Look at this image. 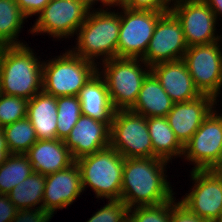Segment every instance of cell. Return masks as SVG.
Returning a JSON list of instances; mask_svg holds the SVG:
<instances>
[{
    "mask_svg": "<svg viewBox=\"0 0 222 222\" xmlns=\"http://www.w3.org/2000/svg\"><path fill=\"white\" fill-rule=\"evenodd\" d=\"M215 102L214 97L202 94L191 101L173 103L166 118L176 138L183 146L213 111Z\"/></svg>",
    "mask_w": 222,
    "mask_h": 222,
    "instance_id": "2e32d148",
    "label": "cell"
},
{
    "mask_svg": "<svg viewBox=\"0 0 222 222\" xmlns=\"http://www.w3.org/2000/svg\"><path fill=\"white\" fill-rule=\"evenodd\" d=\"M150 69L174 103L191 101L202 95L182 59L157 63Z\"/></svg>",
    "mask_w": 222,
    "mask_h": 222,
    "instance_id": "ac0fdd59",
    "label": "cell"
},
{
    "mask_svg": "<svg viewBox=\"0 0 222 222\" xmlns=\"http://www.w3.org/2000/svg\"><path fill=\"white\" fill-rule=\"evenodd\" d=\"M5 48H6V45L0 43V64H1V60H2V57H3L4 51H5Z\"/></svg>",
    "mask_w": 222,
    "mask_h": 222,
    "instance_id": "7bdbcfd3",
    "label": "cell"
},
{
    "mask_svg": "<svg viewBox=\"0 0 222 222\" xmlns=\"http://www.w3.org/2000/svg\"><path fill=\"white\" fill-rule=\"evenodd\" d=\"M167 163L157 157L124 159L120 199L129 209L159 205L174 197Z\"/></svg>",
    "mask_w": 222,
    "mask_h": 222,
    "instance_id": "6da1fadb",
    "label": "cell"
},
{
    "mask_svg": "<svg viewBox=\"0 0 222 222\" xmlns=\"http://www.w3.org/2000/svg\"><path fill=\"white\" fill-rule=\"evenodd\" d=\"M78 98L82 115L111 125L115 109L112 106L106 82L98 72L80 90Z\"/></svg>",
    "mask_w": 222,
    "mask_h": 222,
    "instance_id": "ffe728a7",
    "label": "cell"
},
{
    "mask_svg": "<svg viewBox=\"0 0 222 222\" xmlns=\"http://www.w3.org/2000/svg\"><path fill=\"white\" fill-rule=\"evenodd\" d=\"M120 31L117 58H142L147 51L155 26L164 12L133 10L118 6Z\"/></svg>",
    "mask_w": 222,
    "mask_h": 222,
    "instance_id": "9c48e42d",
    "label": "cell"
},
{
    "mask_svg": "<svg viewBox=\"0 0 222 222\" xmlns=\"http://www.w3.org/2000/svg\"><path fill=\"white\" fill-rule=\"evenodd\" d=\"M9 148L7 146L6 138L3 128H0V166L7 160L10 155Z\"/></svg>",
    "mask_w": 222,
    "mask_h": 222,
    "instance_id": "8d00e7d4",
    "label": "cell"
},
{
    "mask_svg": "<svg viewBox=\"0 0 222 222\" xmlns=\"http://www.w3.org/2000/svg\"><path fill=\"white\" fill-rule=\"evenodd\" d=\"M173 103L158 79L150 72L143 81L136 102L129 110L146 118L166 117Z\"/></svg>",
    "mask_w": 222,
    "mask_h": 222,
    "instance_id": "7402d4cb",
    "label": "cell"
},
{
    "mask_svg": "<svg viewBox=\"0 0 222 222\" xmlns=\"http://www.w3.org/2000/svg\"><path fill=\"white\" fill-rule=\"evenodd\" d=\"M64 143L76 161L110 146V126L106 122L81 115Z\"/></svg>",
    "mask_w": 222,
    "mask_h": 222,
    "instance_id": "e0dca14e",
    "label": "cell"
},
{
    "mask_svg": "<svg viewBox=\"0 0 222 222\" xmlns=\"http://www.w3.org/2000/svg\"><path fill=\"white\" fill-rule=\"evenodd\" d=\"M217 100L215 102L216 105L214 106L213 112L221 119V122H222V113H218V111L216 110V106H217V102H219V98ZM221 158H222V149H221Z\"/></svg>",
    "mask_w": 222,
    "mask_h": 222,
    "instance_id": "60d3db41",
    "label": "cell"
},
{
    "mask_svg": "<svg viewBox=\"0 0 222 222\" xmlns=\"http://www.w3.org/2000/svg\"><path fill=\"white\" fill-rule=\"evenodd\" d=\"M175 197L171 199V217L170 222H209L190 212Z\"/></svg>",
    "mask_w": 222,
    "mask_h": 222,
    "instance_id": "d6a6232c",
    "label": "cell"
},
{
    "mask_svg": "<svg viewBox=\"0 0 222 222\" xmlns=\"http://www.w3.org/2000/svg\"><path fill=\"white\" fill-rule=\"evenodd\" d=\"M17 210L16 206L9 200L8 195L0 193V222H11Z\"/></svg>",
    "mask_w": 222,
    "mask_h": 222,
    "instance_id": "d590c367",
    "label": "cell"
},
{
    "mask_svg": "<svg viewBox=\"0 0 222 222\" xmlns=\"http://www.w3.org/2000/svg\"><path fill=\"white\" fill-rule=\"evenodd\" d=\"M83 2H85L90 8H93V6L95 5V3H98L97 0H81ZM94 4V5H93Z\"/></svg>",
    "mask_w": 222,
    "mask_h": 222,
    "instance_id": "b9f144b4",
    "label": "cell"
},
{
    "mask_svg": "<svg viewBox=\"0 0 222 222\" xmlns=\"http://www.w3.org/2000/svg\"><path fill=\"white\" fill-rule=\"evenodd\" d=\"M26 155L34 172L44 176L68 168L75 160L63 140H37Z\"/></svg>",
    "mask_w": 222,
    "mask_h": 222,
    "instance_id": "d6986e66",
    "label": "cell"
},
{
    "mask_svg": "<svg viewBox=\"0 0 222 222\" xmlns=\"http://www.w3.org/2000/svg\"><path fill=\"white\" fill-rule=\"evenodd\" d=\"M98 2L100 1L102 5H107L110 6L111 8H115L114 6L117 7V0H97Z\"/></svg>",
    "mask_w": 222,
    "mask_h": 222,
    "instance_id": "ab89813d",
    "label": "cell"
},
{
    "mask_svg": "<svg viewBox=\"0 0 222 222\" xmlns=\"http://www.w3.org/2000/svg\"><path fill=\"white\" fill-rule=\"evenodd\" d=\"M90 9L81 0H50L28 31L32 35L47 33L57 40L72 38L85 22Z\"/></svg>",
    "mask_w": 222,
    "mask_h": 222,
    "instance_id": "ba28073f",
    "label": "cell"
},
{
    "mask_svg": "<svg viewBox=\"0 0 222 222\" xmlns=\"http://www.w3.org/2000/svg\"><path fill=\"white\" fill-rule=\"evenodd\" d=\"M20 11L27 17L38 15L50 0H15Z\"/></svg>",
    "mask_w": 222,
    "mask_h": 222,
    "instance_id": "e575fe53",
    "label": "cell"
},
{
    "mask_svg": "<svg viewBox=\"0 0 222 222\" xmlns=\"http://www.w3.org/2000/svg\"><path fill=\"white\" fill-rule=\"evenodd\" d=\"M81 115L78 96L57 97V139L64 141Z\"/></svg>",
    "mask_w": 222,
    "mask_h": 222,
    "instance_id": "83f0119b",
    "label": "cell"
},
{
    "mask_svg": "<svg viewBox=\"0 0 222 222\" xmlns=\"http://www.w3.org/2000/svg\"><path fill=\"white\" fill-rule=\"evenodd\" d=\"M221 42V43H220ZM221 41L187 48L183 61L201 94L216 100L222 88V48Z\"/></svg>",
    "mask_w": 222,
    "mask_h": 222,
    "instance_id": "30bf717a",
    "label": "cell"
},
{
    "mask_svg": "<svg viewBox=\"0 0 222 222\" xmlns=\"http://www.w3.org/2000/svg\"><path fill=\"white\" fill-rule=\"evenodd\" d=\"M172 4L171 12L180 21L188 47L222 40L216 31L218 20L203 0H173Z\"/></svg>",
    "mask_w": 222,
    "mask_h": 222,
    "instance_id": "8fae6325",
    "label": "cell"
},
{
    "mask_svg": "<svg viewBox=\"0 0 222 222\" xmlns=\"http://www.w3.org/2000/svg\"><path fill=\"white\" fill-rule=\"evenodd\" d=\"M110 146L123 158L153 157L147 118L130 110H115L110 125Z\"/></svg>",
    "mask_w": 222,
    "mask_h": 222,
    "instance_id": "52a82bcc",
    "label": "cell"
},
{
    "mask_svg": "<svg viewBox=\"0 0 222 222\" xmlns=\"http://www.w3.org/2000/svg\"><path fill=\"white\" fill-rule=\"evenodd\" d=\"M25 98L0 93V128L27 117Z\"/></svg>",
    "mask_w": 222,
    "mask_h": 222,
    "instance_id": "f1b7e54d",
    "label": "cell"
},
{
    "mask_svg": "<svg viewBox=\"0 0 222 222\" xmlns=\"http://www.w3.org/2000/svg\"><path fill=\"white\" fill-rule=\"evenodd\" d=\"M44 189L45 176L34 172L16 185L7 195L18 210L43 209Z\"/></svg>",
    "mask_w": 222,
    "mask_h": 222,
    "instance_id": "cb8c5ba5",
    "label": "cell"
},
{
    "mask_svg": "<svg viewBox=\"0 0 222 222\" xmlns=\"http://www.w3.org/2000/svg\"><path fill=\"white\" fill-rule=\"evenodd\" d=\"M148 132L153 146V157L170 162L183 156L184 146L176 138L166 117L147 118Z\"/></svg>",
    "mask_w": 222,
    "mask_h": 222,
    "instance_id": "603a6c76",
    "label": "cell"
},
{
    "mask_svg": "<svg viewBox=\"0 0 222 222\" xmlns=\"http://www.w3.org/2000/svg\"><path fill=\"white\" fill-rule=\"evenodd\" d=\"M171 200L155 206L129 209L128 222H170Z\"/></svg>",
    "mask_w": 222,
    "mask_h": 222,
    "instance_id": "f546056e",
    "label": "cell"
},
{
    "mask_svg": "<svg viewBox=\"0 0 222 222\" xmlns=\"http://www.w3.org/2000/svg\"><path fill=\"white\" fill-rule=\"evenodd\" d=\"M127 0H117V6L123 5Z\"/></svg>",
    "mask_w": 222,
    "mask_h": 222,
    "instance_id": "f6af8a7d",
    "label": "cell"
},
{
    "mask_svg": "<svg viewBox=\"0 0 222 222\" xmlns=\"http://www.w3.org/2000/svg\"><path fill=\"white\" fill-rule=\"evenodd\" d=\"M173 0H127L122 6L133 10L170 12Z\"/></svg>",
    "mask_w": 222,
    "mask_h": 222,
    "instance_id": "1f68e13d",
    "label": "cell"
},
{
    "mask_svg": "<svg viewBox=\"0 0 222 222\" xmlns=\"http://www.w3.org/2000/svg\"><path fill=\"white\" fill-rule=\"evenodd\" d=\"M129 208L121 199H109L86 222H127Z\"/></svg>",
    "mask_w": 222,
    "mask_h": 222,
    "instance_id": "4dcf8cb0",
    "label": "cell"
},
{
    "mask_svg": "<svg viewBox=\"0 0 222 222\" xmlns=\"http://www.w3.org/2000/svg\"><path fill=\"white\" fill-rule=\"evenodd\" d=\"M26 19L15 0H0V43L6 46L24 45L17 38Z\"/></svg>",
    "mask_w": 222,
    "mask_h": 222,
    "instance_id": "d4e9b609",
    "label": "cell"
},
{
    "mask_svg": "<svg viewBox=\"0 0 222 222\" xmlns=\"http://www.w3.org/2000/svg\"><path fill=\"white\" fill-rule=\"evenodd\" d=\"M52 217L44 209H19L11 222H50Z\"/></svg>",
    "mask_w": 222,
    "mask_h": 222,
    "instance_id": "836d02e7",
    "label": "cell"
},
{
    "mask_svg": "<svg viewBox=\"0 0 222 222\" xmlns=\"http://www.w3.org/2000/svg\"><path fill=\"white\" fill-rule=\"evenodd\" d=\"M124 159L111 146L77 159L83 191L90 187L96 198L120 199Z\"/></svg>",
    "mask_w": 222,
    "mask_h": 222,
    "instance_id": "8992f818",
    "label": "cell"
},
{
    "mask_svg": "<svg viewBox=\"0 0 222 222\" xmlns=\"http://www.w3.org/2000/svg\"><path fill=\"white\" fill-rule=\"evenodd\" d=\"M99 64L103 68L98 65V73L106 82L113 108L129 110L151 72L150 66L141 58H113Z\"/></svg>",
    "mask_w": 222,
    "mask_h": 222,
    "instance_id": "277c9868",
    "label": "cell"
},
{
    "mask_svg": "<svg viewBox=\"0 0 222 222\" xmlns=\"http://www.w3.org/2000/svg\"><path fill=\"white\" fill-rule=\"evenodd\" d=\"M222 122L212 111L185 144L183 157L193 163L192 170H210L220 159Z\"/></svg>",
    "mask_w": 222,
    "mask_h": 222,
    "instance_id": "4fadbf2b",
    "label": "cell"
},
{
    "mask_svg": "<svg viewBox=\"0 0 222 222\" xmlns=\"http://www.w3.org/2000/svg\"><path fill=\"white\" fill-rule=\"evenodd\" d=\"M28 44L6 46L0 64V93L31 100L43 89V61Z\"/></svg>",
    "mask_w": 222,
    "mask_h": 222,
    "instance_id": "3957f363",
    "label": "cell"
},
{
    "mask_svg": "<svg viewBox=\"0 0 222 222\" xmlns=\"http://www.w3.org/2000/svg\"><path fill=\"white\" fill-rule=\"evenodd\" d=\"M214 222H222V209L219 212L218 217L214 220Z\"/></svg>",
    "mask_w": 222,
    "mask_h": 222,
    "instance_id": "ee69618b",
    "label": "cell"
},
{
    "mask_svg": "<svg viewBox=\"0 0 222 222\" xmlns=\"http://www.w3.org/2000/svg\"><path fill=\"white\" fill-rule=\"evenodd\" d=\"M187 48L180 21L170 11L159 18L141 59L150 67L161 62L181 60Z\"/></svg>",
    "mask_w": 222,
    "mask_h": 222,
    "instance_id": "7c38bea8",
    "label": "cell"
},
{
    "mask_svg": "<svg viewBox=\"0 0 222 222\" xmlns=\"http://www.w3.org/2000/svg\"><path fill=\"white\" fill-rule=\"evenodd\" d=\"M3 130L11 154H26L37 141L35 129L27 117L4 126Z\"/></svg>",
    "mask_w": 222,
    "mask_h": 222,
    "instance_id": "4316f807",
    "label": "cell"
},
{
    "mask_svg": "<svg viewBox=\"0 0 222 222\" xmlns=\"http://www.w3.org/2000/svg\"><path fill=\"white\" fill-rule=\"evenodd\" d=\"M108 7L103 5V9H90L85 22L76 33L77 43L71 48L74 54L98 65L100 57L101 62L117 58L120 12L118 9L117 12H112L110 6Z\"/></svg>",
    "mask_w": 222,
    "mask_h": 222,
    "instance_id": "7a4b0ae2",
    "label": "cell"
},
{
    "mask_svg": "<svg viewBox=\"0 0 222 222\" xmlns=\"http://www.w3.org/2000/svg\"><path fill=\"white\" fill-rule=\"evenodd\" d=\"M191 190L179 202L190 212L214 222L222 209V181L212 170H191Z\"/></svg>",
    "mask_w": 222,
    "mask_h": 222,
    "instance_id": "5bb4252c",
    "label": "cell"
},
{
    "mask_svg": "<svg viewBox=\"0 0 222 222\" xmlns=\"http://www.w3.org/2000/svg\"><path fill=\"white\" fill-rule=\"evenodd\" d=\"M210 170L222 181V158Z\"/></svg>",
    "mask_w": 222,
    "mask_h": 222,
    "instance_id": "f35d334b",
    "label": "cell"
},
{
    "mask_svg": "<svg viewBox=\"0 0 222 222\" xmlns=\"http://www.w3.org/2000/svg\"><path fill=\"white\" fill-rule=\"evenodd\" d=\"M208 7L214 12L215 17L220 20L222 17V0H203Z\"/></svg>",
    "mask_w": 222,
    "mask_h": 222,
    "instance_id": "74e56055",
    "label": "cell"
},
{
    "mask_svg": "<svg viewBox=\"0 0 222 222\" xmlns=\"http://www.w3.org/2000/svg\"><path fill=\"white\" fill-rule=\"evenodd\" d=\"M82 192L80 168L74 162L66 169L45 176L43 209L54 216L58 209L73 204Z\"/></svg>",
    "mask_w": 222,
    "mask_h": 222,
    "instance_id": "9a60e30c",
    "label": "cell"
},
{
    "mask_svg": "<svg viewBox=\"0 0 222 222\" xmlns=\"http://www.w3.org/2000/svg\"><path fill=\"white\" fill-rule=\"evenodd\" d=\"M32 173L33 166L26 154H10L0 166V193L7 195Z\"/></svg>",
    "mask_w": 222,
    "mask_h": 222,
    "instance_id": "484cf974",
    "label": "cell"
},
{
    "mask_svg": "<svg viewBox=\"0 0 222 222\" xmlns=\"http://www.w3.org/2000/svg\"><path fill=\"white\" fill-rule=\"evenodd\" d=\"M98 65L74 54L70 49L62 55L43 61V91L54 97L78 96L80 90L98 72Z\"/></svg>",
    "mask_w": 222,
    "mask_h": 222,
    "instance_id": "5b68a950",
    "label": "cell"
},
{
    "mask_svg": "<svg viewBox=\"0 0 222 222\" xmlns=\"http://www.w3.org/2000/svg\"><path fill=\"white\" fill-rule=\"evenodd\" d=\"M27 118L35 129L37 140L57 139V97L40 91L28 100Z\"/></svg>",
    "mask_w": 222,
    "mask_h": 222,
    "instance_id": "44dd1931",
    "label": "cell"
}]
</instances>
